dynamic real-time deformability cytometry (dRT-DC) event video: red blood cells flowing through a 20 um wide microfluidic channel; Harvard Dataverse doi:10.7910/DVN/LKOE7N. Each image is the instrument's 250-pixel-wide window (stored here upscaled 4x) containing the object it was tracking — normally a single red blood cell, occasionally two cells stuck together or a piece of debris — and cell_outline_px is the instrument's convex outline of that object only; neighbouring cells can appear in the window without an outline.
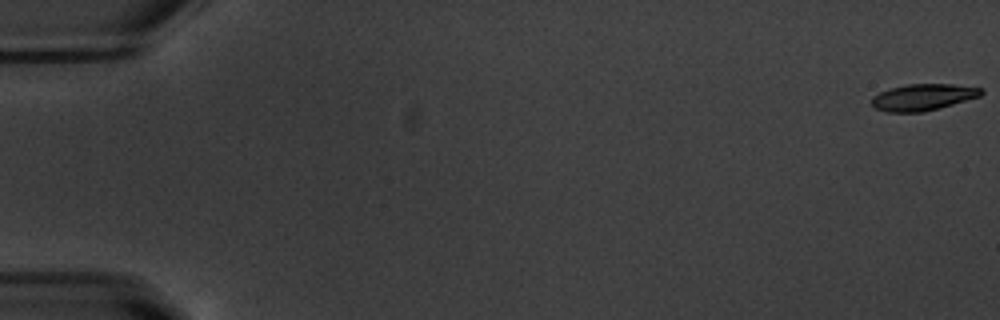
{"species": "common noctule bat (a hibernating species)", "species_latin": "Nyctalus noctula", "temperature_condition": "warm", "stored_images_in_passage": 18, "camera_frame_rate_fps": 3000, "um_per_image_px": 0.085, "animal": {"sex": "male", "body_mass_g": 20.1, "forearm_length_mm": 53.5}, "frame": {"image": 1, "passage_image": 1, "time_ms": 0.0, "image_size_px": [1000, 320], "cell_outline_px": [[984, 92], [980, 96], [924, 112], [888, 112], [872, 108], [872, 96], [880, 92], [892, 88], [908, 84], [952, 84], [984, 88]], "centroid_in_image_um": [78.45, 8.26], "position_along_channel_um": 6.6, "area_um2": 16.88}}
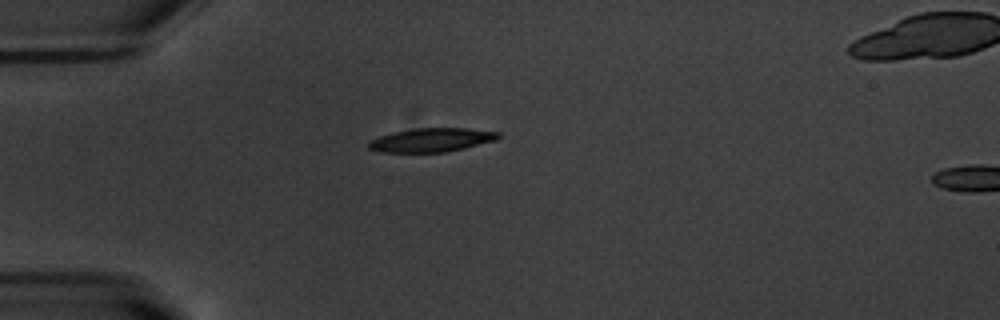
{"frame": {"image": 2, "passage_image": 16, "time_ms": 5.0, "image_size_px": [1000, 320], "cell_outline_px": [[500, 136], [496, 140], [464, 148], [444, 152], [384, 152], [368, 148], [368, 140], [392, 132], [416, 128], [464, 128], [500, 132]], "centroid_in_image_um": [36.66, 11.89], "position_along_channel_um": 48.3, "area_um2": 17.86}}